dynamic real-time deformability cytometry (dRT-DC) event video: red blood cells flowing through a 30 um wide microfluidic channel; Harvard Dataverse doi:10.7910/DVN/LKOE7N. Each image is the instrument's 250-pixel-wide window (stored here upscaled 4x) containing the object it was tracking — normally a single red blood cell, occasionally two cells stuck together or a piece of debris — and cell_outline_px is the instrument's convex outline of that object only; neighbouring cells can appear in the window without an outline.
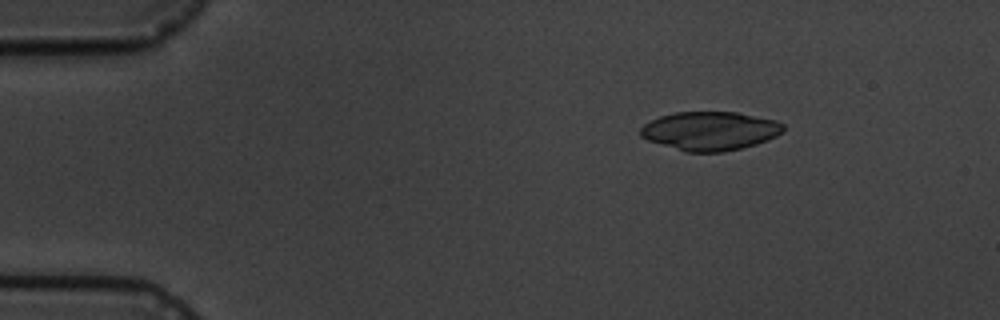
{"species": "common noctule bat (a hibernating species)", "species_latin": "Nyctalus noctula", "temperature_condition": "cold", "stored_images_in_passage": 4, "camera_frame_rate_fps": 3000, "um_per_image_px": 0.085, "animal": {"sex": "male", "body_mass_g": 19.5, "forearm_length_mm": 54.6}, "frame": {"image": 1, "passage_image": 2, "time_ms": 1.0, "image_size_px": [1000, 320], "cell_outline_px": [[784, 132], [768, 140], [756, 144], [724, 152], [684, 152], [648, 140], [640, 136], [640, 128], [644, 124], [660, 116], [676, 112], [736, 112], [776, 120], [784, 124]], "centroid_in_image_um": [60.36, 11.13], "position_along_channel_um": 24.6, "area_um2": 32.31}}